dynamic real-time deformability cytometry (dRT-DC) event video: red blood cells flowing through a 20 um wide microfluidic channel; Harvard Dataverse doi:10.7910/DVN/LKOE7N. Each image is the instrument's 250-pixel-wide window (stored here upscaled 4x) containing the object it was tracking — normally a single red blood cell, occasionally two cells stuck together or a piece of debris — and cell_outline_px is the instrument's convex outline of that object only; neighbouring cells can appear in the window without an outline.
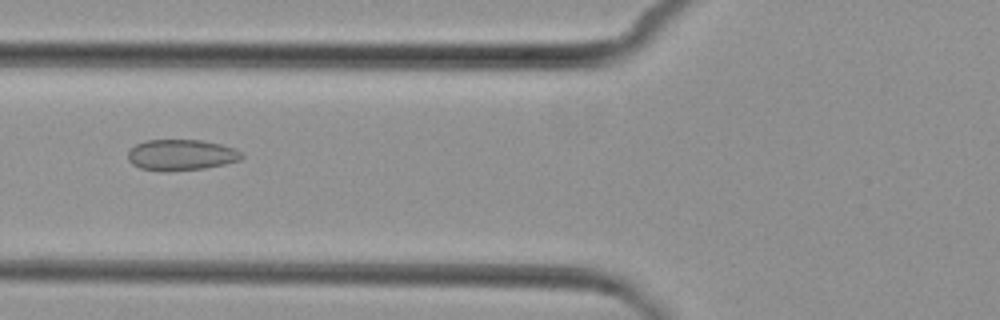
{"species": "common noctule bat (a hibernating species)", "species_latin": "Nyctalus noctula", "temperature_condition": "cold", "stored_images_in_passage": 7, "camera_frame_rate_fps": 3000, "um_per_image_px": 0.085, "animal": {"sex": "female", "body_mass_g": 29.2, "forearm_length_mm": 56.3}, "frame": {"image": 1, "passage_image": 5, "time_ms": 5.0, "image_size_px": [1000, 320], "cell_outline_px": [[244, 156], [240, 160], [224, 164], [204, 168], [164, 172], [140, 168], [132, 164], [128, 160], [128, 152], [136, 144], [148, 140], [200, 140], [220, 144], [236, 148], [244, 152]], "centroid_in_image_um": [15.43, 13.17], "position_along_channel_um": 110.4, "area_um2": 20.63}}
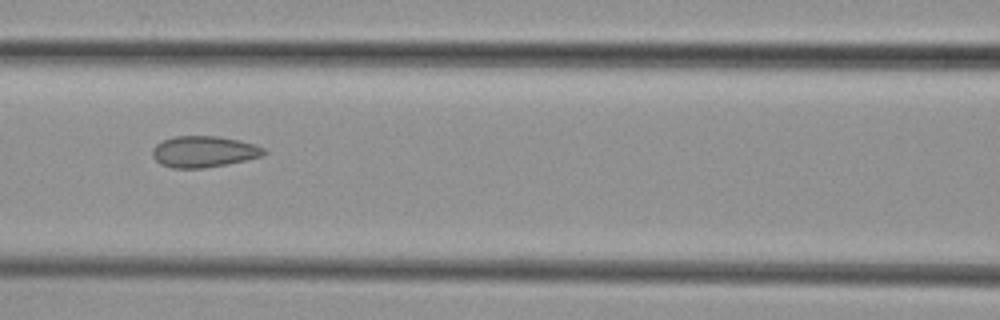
{"frame": {"image": 2, "passage_image": 6, "time_ms": 6.0, "image_size_px": [1000, 320], "cell_outline_px": [[268, 152], [264, 156], [228, 164], [204, 168], [172, 168], [160, 164], [152, 156], [152, 148], [156, 144], [172, 136], [220, 136], [240, 140], [256, 144], [264, 148]], "centroid_in_image_um": [17.35, 12.89], "position_along_channel_um": 149.2, "area_um2": 20.63}}
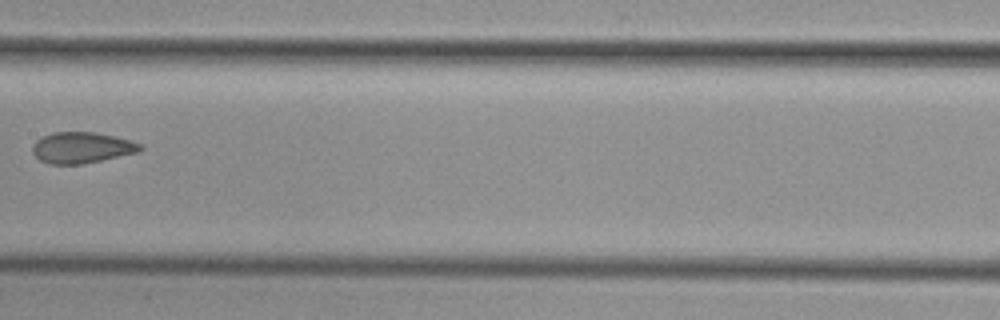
{"frame": {"image": 3, "passage_image": 7, "time_ms": 7.333, "image_size_px": [1000, 320], "cell_outline_px": [[144, 148], [140, 152], [84, 164], [48, 164], [40, 160], [32, 152], [32, 144], [36, 140], [52, 132], [96, 132], [128, 140], [140, 144]], "centroid_in_image_um": [6.94, 12.56], "position_along_channel_um": 200.5, "area_um2": 19.54}}